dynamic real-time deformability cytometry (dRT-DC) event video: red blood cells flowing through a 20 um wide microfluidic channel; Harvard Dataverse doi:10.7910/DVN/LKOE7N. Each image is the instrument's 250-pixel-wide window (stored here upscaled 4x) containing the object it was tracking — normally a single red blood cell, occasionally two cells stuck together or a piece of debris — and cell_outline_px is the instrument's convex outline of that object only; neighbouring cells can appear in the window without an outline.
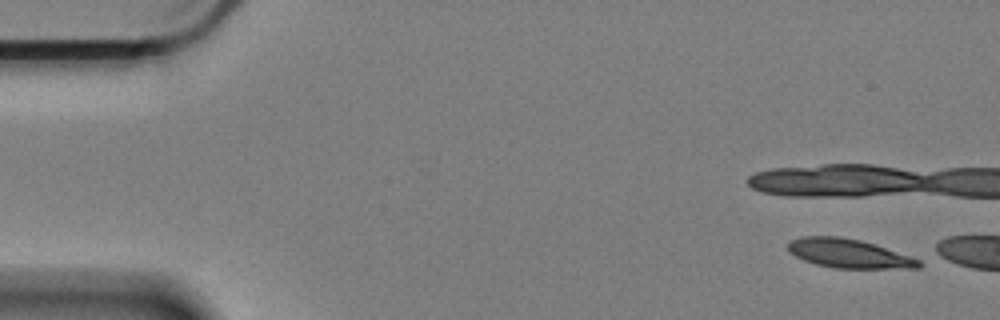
{"species": "Egyptian fruit bat (a non-hibernating species)", "species_latin": "Rousettus aegyptiacus", "temperature_condition": "cold", "stored_images_in_passage": 8, "camera_frame_rate_fps": 3000, "um_per_image_px": 0.085, "animal": {"sex": "female"}, "frame": {"image": 1, "passage_image": 1, "time_ms": 0.0, "image_size_px": [1000, 320], "cell_outline_px": [[924, 264], [920, 268], [836, 268], [816, 264], [804, 260], [788, 252], [788, 244], [792, 240], [800, 236], [840, 236], [860, 240], [876, 244], [920, 260]], "centroid_in_image_um": [72.16, 21.54], "position_along_channel_um": 12.8, "area_um2": 22.08}}